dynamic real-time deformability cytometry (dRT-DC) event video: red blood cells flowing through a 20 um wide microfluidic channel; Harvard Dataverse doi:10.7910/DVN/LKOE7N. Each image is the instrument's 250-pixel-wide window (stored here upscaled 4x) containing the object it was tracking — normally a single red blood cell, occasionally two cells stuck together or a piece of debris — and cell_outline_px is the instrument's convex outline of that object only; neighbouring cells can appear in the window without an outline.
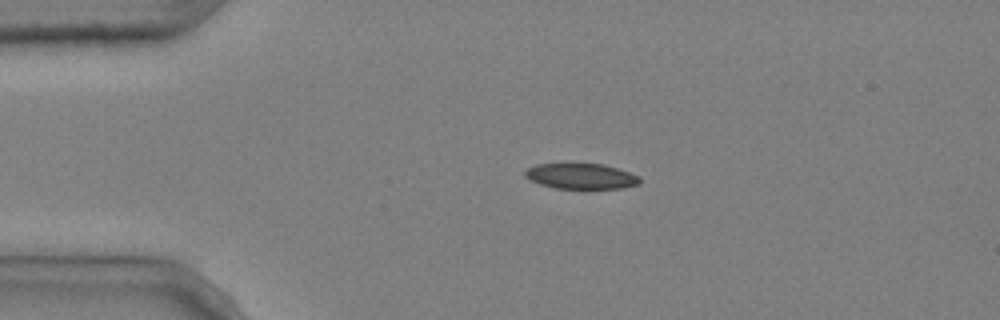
{"species": "common noctule bat (a hibernating species)", "species_latin": "Nyctalus noctula", "temperature_condition": "cold", "stored_images_in_passage": 3, "camera_frame_rate_fps": 3000, "um_per_image_px": 0.085, "animal": {"sex": "male", "body_mass_g": 20.4}, "frame": {"image": 1, "passage_image": 2, "time_ms": 0.333, "image_size_px": [1000, 320], "cell_outline_px": [[640, 184], [624, 188], [556, 188], [540, 184], [524, 176], [524, 172], [528, 168], [536, 164], [604, 164], [640, 176]], "centroid_in_image_um": [49.41, 14.98], "position_along_channel_um": 35.6, "area_um2": 16.88}}